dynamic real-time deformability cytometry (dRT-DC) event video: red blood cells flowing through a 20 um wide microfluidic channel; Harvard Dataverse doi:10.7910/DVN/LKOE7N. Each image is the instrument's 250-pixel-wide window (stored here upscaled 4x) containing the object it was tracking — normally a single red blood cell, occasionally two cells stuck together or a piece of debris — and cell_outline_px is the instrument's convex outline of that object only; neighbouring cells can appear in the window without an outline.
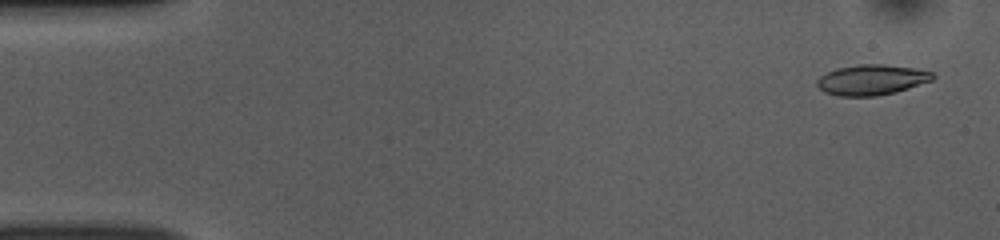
{"species": "common noctule bat (a hibernating species)", "species_latin": "Nyctalus noctula", "temperature_condition": "room temperature", "stored_images_in_passage": 51, "camera_frame_rate_fps": 3000, "um_per_image_px": 0.085, "animal": {"sex": "female", "body_mass_g": 10.0, "forearm_length_mm": 53.1}, "frame": {"image": 1, "passage_image": 2, "time_ms": 0.333, "image_size_px": [1000, 240], "cell_outline_px": [[936, 76], [932, 80], [896, 92], [876, 96], [840, 96], [824, 92], [816, 84], [816, 80], [820, 76], [836, 68], [860, 64], [884, 64], [912, 68], [932, 72]], "centroid_in_image_um": [74.07, 6.78], "position_along_channel_um": 10.9, "area_um2": 20.4}}
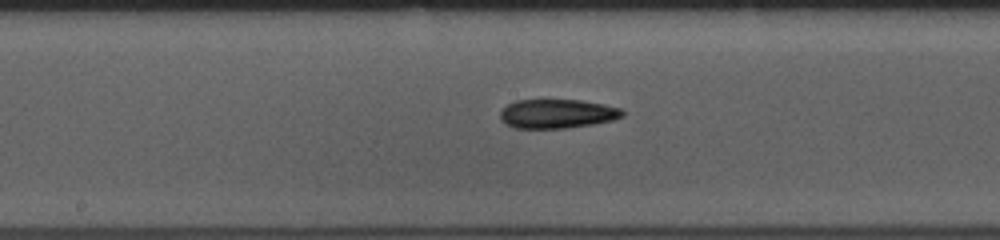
{"frame": {"image": 2, "passage_image": 26, "time_ms": 8.333, "image_size_px": [1000, 240], "cell_outline_px": [[624, 116], [612, 120], [592, 124], [568, 128], [516, 128], [508, 124], [500, 116], [500, 112], [508, 104], [516, 100], [580, 100], [604, 104], [620, 108], [624, 112]], "centroid_in_image_um": [47.4, 9.66], "position_along_channel_um": 200.8, "area_um2": 20.52}}
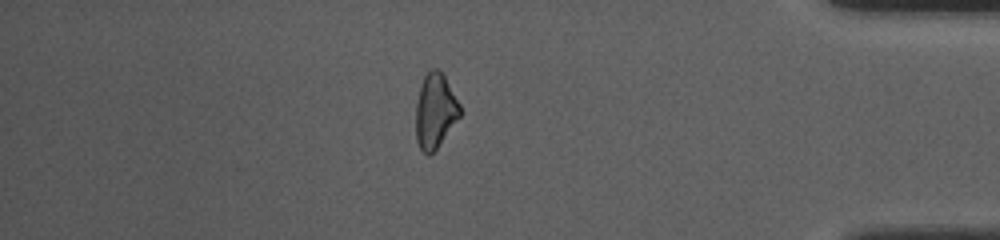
{"frame": {"image": 3, "passage_image": 44, "time_ms": 14.333, "image_size_px": [1000, 240], "cell_outline_px": [[460, 116], [436, 148], [428, 156], [420, 148], [416, 140], [416, 100], [420, 84], [424, 76], [432, 68], [440, 68], [460, 104]], "centroid_in_image_um": [36.97, 9.39], "position_along_channel_um": 398.2, "area_um2": 19.13}, "authors_computed_cell_mechanics": {"area_um2": 20.4034, "velocity_mm_per_s": 3.865, "shape_relaxation_time_tau1_ms": 5.5021, "shape_relaxation_time_tau2_ms": 4.1323, "deformation_change_tau1": 0.151, "deformation_change_tau2": 0.1463}}